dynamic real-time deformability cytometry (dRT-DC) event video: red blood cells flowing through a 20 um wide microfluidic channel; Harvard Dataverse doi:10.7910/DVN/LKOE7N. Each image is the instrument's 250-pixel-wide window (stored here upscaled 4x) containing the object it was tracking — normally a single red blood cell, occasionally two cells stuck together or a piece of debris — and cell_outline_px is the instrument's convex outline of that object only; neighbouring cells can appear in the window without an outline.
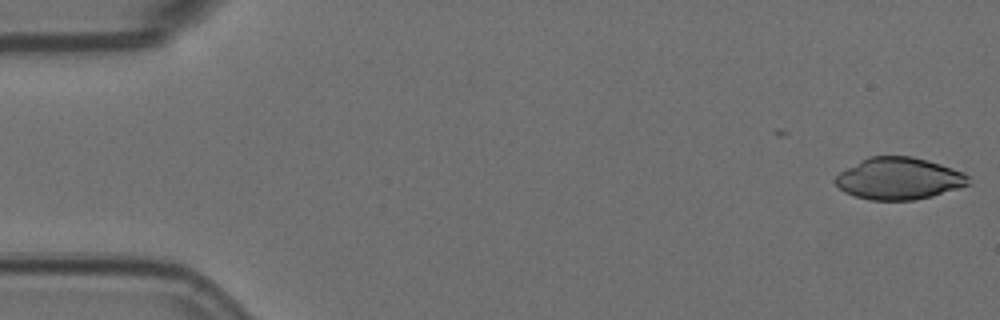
{"species": "Egyptian fruit bat (a non-hibernating species)", "species_latin": "Rousettus aegyptiacus", "temperature_condition": "room temperature", "stored_images_in_passage": 16, "camera_frame_rate_fps": 3000, "um_per_image_px": 0.085, "animal": {"sex": "female"}, "frame": {"image": 1, "passage_image": 1, "time_ms": 0.0, "image_size_px": [1000, 320], "cell_outline_px": [[972, 184], [932, 196], [916, 200], [868, 200], [844, 192], [836, 184], [836, 176], [840, 172], [860, 160], [868, 156], [912, 156], [928, 160], [964, 172], [968, 176]], "centroid_in_image_um": [76.43, 15.18], "position_along_channel_um": 8.6, "area_um2": 32.6}}